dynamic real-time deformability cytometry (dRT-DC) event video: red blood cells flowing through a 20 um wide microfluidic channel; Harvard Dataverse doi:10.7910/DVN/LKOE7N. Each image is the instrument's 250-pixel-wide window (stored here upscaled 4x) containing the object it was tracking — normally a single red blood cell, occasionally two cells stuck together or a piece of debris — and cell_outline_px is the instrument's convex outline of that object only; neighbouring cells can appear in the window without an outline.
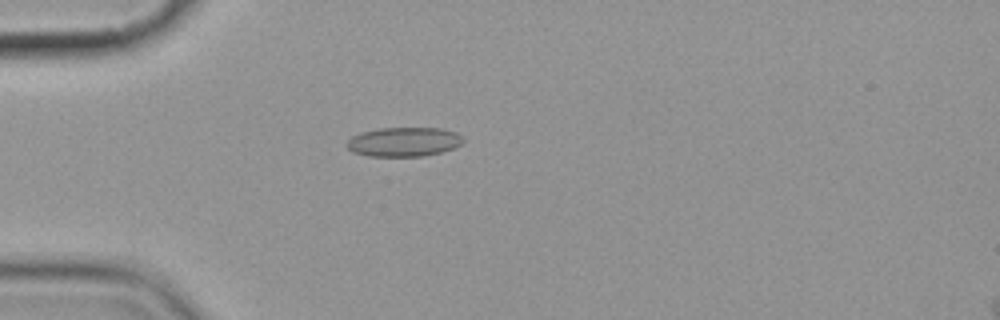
{"species": "common noctule bat (a hibernating species)", "species_latin": "Nyctalus noctula", "temperature_condition": "cold", "stored_images_in_passage": 6, "camera_frame_rate_fps": 3000, "um_per_image_px": 0.085, "animal": {"sex": "female", "body_mass_g": 19.9}, "frame": {"image": 1, "passage_image": 5, "time_ms": 4.667, "image_size_px": [1000, 320], "cell_outline_px": [[464, 140], [460, 144], [452, 148], [440, 152], [420, 156], [368, 156], [352, 152], [344, 144], [352, 136], [360, 132], [380, 128], [440, 128], [456, 132]], "centroid_in_image_um": [34.26, 12.05], "position_along_channel_um": 50.7, "area_um2": 19.77}}